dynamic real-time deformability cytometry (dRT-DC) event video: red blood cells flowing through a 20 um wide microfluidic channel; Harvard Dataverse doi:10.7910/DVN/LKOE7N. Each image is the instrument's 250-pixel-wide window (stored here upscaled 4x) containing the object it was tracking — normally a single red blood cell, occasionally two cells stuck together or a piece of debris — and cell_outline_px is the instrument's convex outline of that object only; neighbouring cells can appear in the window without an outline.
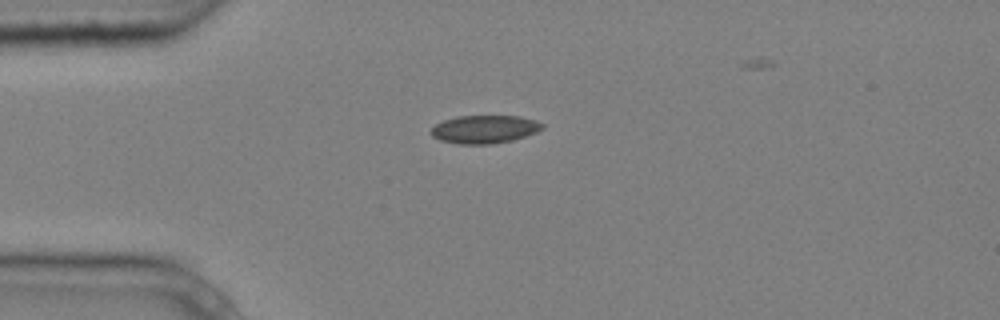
{"species": "common noctule bat (a hibernating species)", "species_latin": "Nyctalus noctula", "temperature_condition": "cold", "stored_images_in_passage": 5, "camera_frame_rate_fps": 3000, "um_per_image_px": 0.085, "animal": {"sex": "male", "body_mass_g": 20.4}, "frame": {"image": 1, "passage_image": 1, "time_ms": 0.0, "image_size_px": [1000, 320], "cell_outline_px": [[544, 128], [536, 132], [512, 140], [492, 144], [460, 144], [440, 140], [432, 136], [428, 132], [436, 124], [444, 120], [456, 116], [520, 116], [536, 120], [544, 124]], "centroid_in_image_um": [41.18, 10.98], "position_along_channel_um": 43.8, "area_um2": 18.26}}
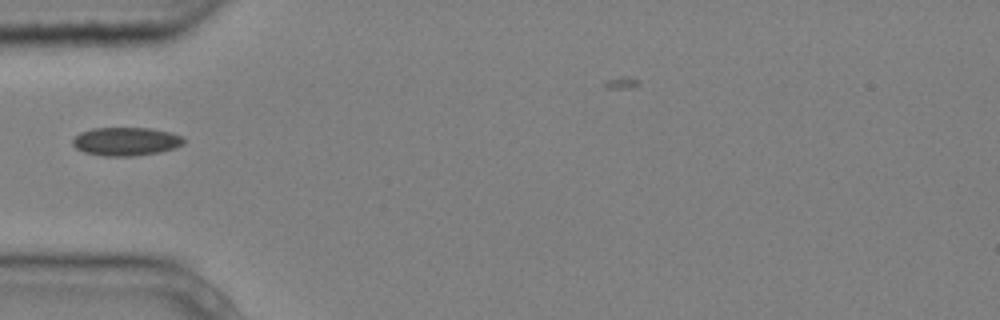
{"frame": {"image": 2, "passage_image": 2, "time_ms": 0.333, "image_size_px": [1000, 320], "cell_outline_px": [[184, 144], [176, 148], [160, 152], [132, 156], [104, 156], [84, 152], [76, 148], [72, 144], [72, 140], [80, 132], [92, 128], [152, 128], [172, 132], [184, 136]], "centroid_in_image_um": [10.74, 12.02], "position_along_channel_um": 74.3, "area_um2": 18.61}}
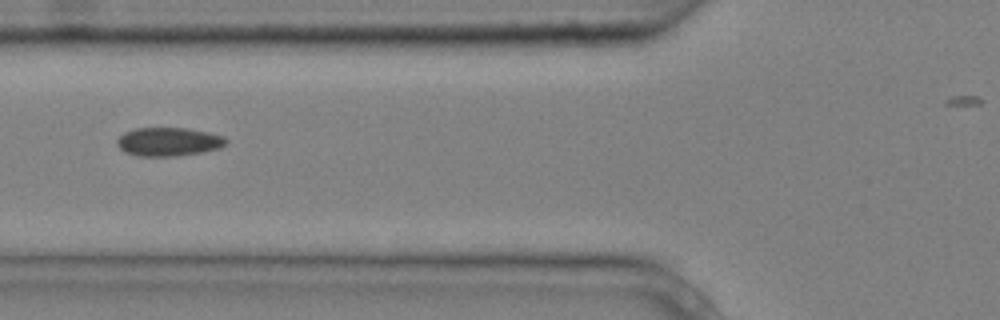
{"frame": {"image": 3, "passage_image": 3, "time_ms": 0.667, "image_size_px": [1000, 320], "cell_outline_px": [[228, 144], [220, 148], [200, 152], [176, 156], [136, 156], [124, 152], [116, 144], [116, 140], [124, 132], [136, 128], [188, 128], [208, 132], [224, 136], [228, 140]], "centroid_in_image_um": [14.33, 12.05], "position_along_channel_um": 111.5, "area_um2": 18.32}}